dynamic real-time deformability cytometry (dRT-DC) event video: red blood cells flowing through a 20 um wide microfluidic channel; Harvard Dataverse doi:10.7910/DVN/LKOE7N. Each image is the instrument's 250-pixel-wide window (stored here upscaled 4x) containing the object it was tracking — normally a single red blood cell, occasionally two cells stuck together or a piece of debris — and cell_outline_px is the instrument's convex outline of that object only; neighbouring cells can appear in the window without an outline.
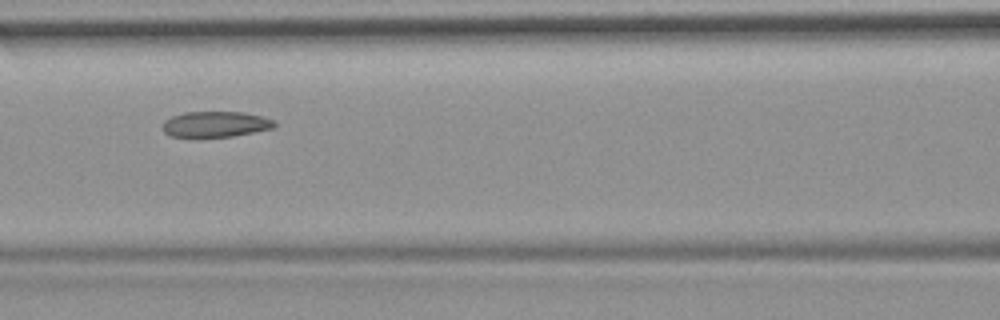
{"species": "common noctule bat (a hibernating species)", "species_latin": "Nyctalus noctula", "temperature_condition": "room temperature", "stored_images_in_passage": 9, "camera_frame_rate_fps": 3000, "um_per_image_px": 0.085, "animal": {"sex": "female", "body_mass_g": 19.9}, "frame": {"image": 1, "passage_image": 6, "time_ms": 1.667, "image_size_px": [1000, 320], "cell_outline_px": [[276, 124], [272, 128], [232, 136], [172, 136], [164, 132], [160, 128], [164, 120], [172, 116], [184, 112], [244, 112], [264, 116], [276, 120]], "centroid_in_image_um": [18.32, 10.54], "position_along_channel_um": 148.3, "area_um2": 16.7}}